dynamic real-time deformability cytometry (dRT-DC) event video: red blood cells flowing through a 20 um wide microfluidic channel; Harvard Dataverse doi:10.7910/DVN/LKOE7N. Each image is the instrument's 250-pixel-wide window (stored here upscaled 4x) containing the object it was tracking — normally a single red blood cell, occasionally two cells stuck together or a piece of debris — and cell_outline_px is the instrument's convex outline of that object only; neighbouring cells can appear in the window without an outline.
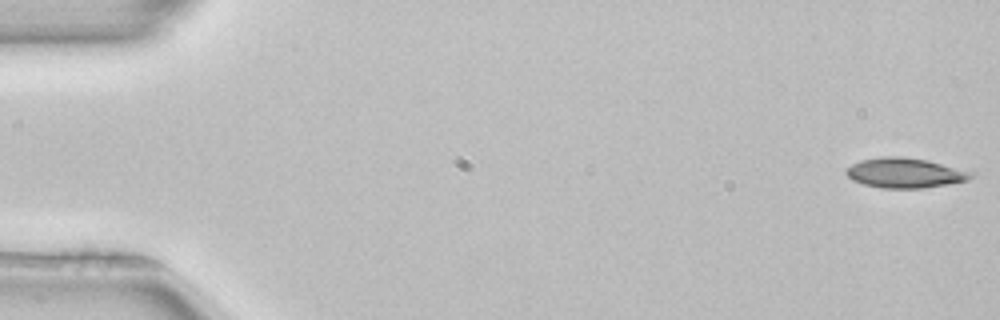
{"species": "common noctule bat (a hibernating species)", "species_latin": "Nyctalus noctula", "temperature_condition": "room temperature", "stored_images_in_passage": 53, "camera_frame_rate_fps": 3000, "um_per_image_px": 0.085, "animal": {"sex": "female", "body_mass_g": 22.7, "forearm_length_mm": 54.2}, "frame": {"image": 1, "passage_image": 1, "time_ms": 0.0, "image_size_px": [1000, 320], "cell_outline_px": [[976, 176], [968, 180], [948, 184], [920, 188], [880, 188], [864, 184], [852, 180], [844, 172], [844, 168], [860, 160], [880, 156], [904, 156], [928, 160], [976, 172]], "centroid_in_image_um": [76.93, 14.68], "position_along_channel_um": 8.1, "area_um2": 22.2}}
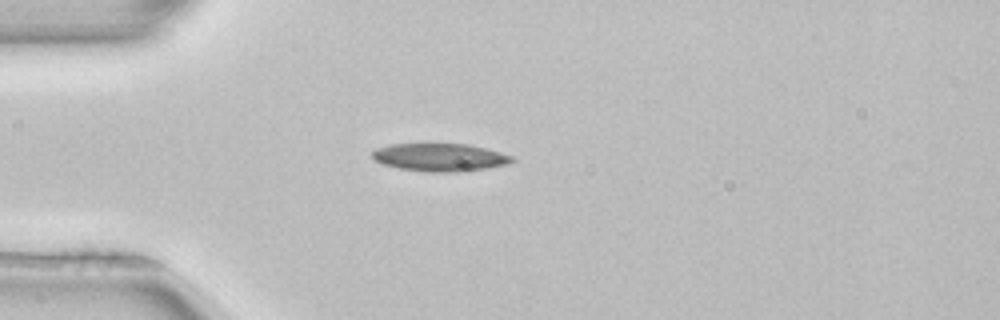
{"frame": {"image": 2, "passage_image": 14, "time_ms": 4.333, "image_size_px": [1000, 320], "cell_outline_px": [[516, 160], [508, 164], [460, 172], [428, 172], [400, 168], [384, 164], [376, 160], [372, 156], [372, 152], [376, 148], [392, 144], [468, 144], [500, 152], [512, 156]], "centroid_in_image_um": [37.41, 13.37], "position_along_channel_um": 47.6, "area_um2": 22.48}, "authors_computed_cell_mechanics": {"area_um2": 21.5594, "velocity_mm_per_s": 3.9696, "shape_relaxation_time_tau1_ms": 10.3055, "shape_relaxation_time_tau2_ms": null, "deformation_change_tau1": 0.1891, "deformation_change_tau2": null}}